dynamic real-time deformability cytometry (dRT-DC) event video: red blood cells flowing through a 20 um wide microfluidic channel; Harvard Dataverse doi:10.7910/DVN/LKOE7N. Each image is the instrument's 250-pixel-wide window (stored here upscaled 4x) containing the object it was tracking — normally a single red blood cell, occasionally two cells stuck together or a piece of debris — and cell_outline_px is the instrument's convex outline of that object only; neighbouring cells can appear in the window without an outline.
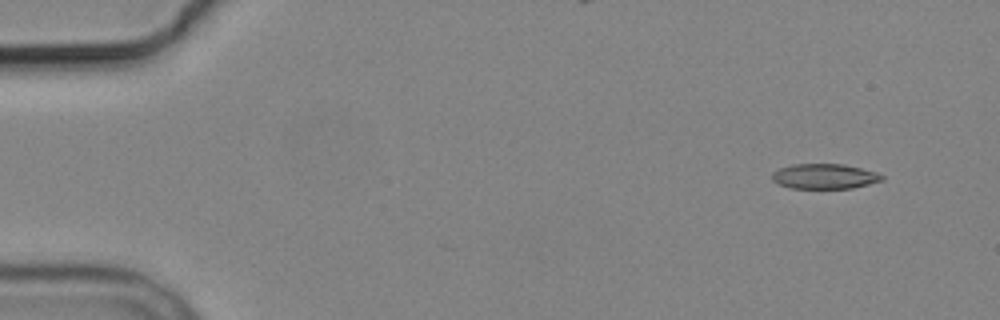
{"species": "common noctule bat (a hibernating species)", "species_latin": "Nyctalus noctula", "temperature_condition": "cold", "stored_images_in_passage": 4, "camera_frame_rate_fps": 3000, "um_per_image_px": 0.085, "animal": {"sex": "male", "body_mass_g": 19.2, "forearm_length_mm": 51.8}, "frame": {"image": 1, "passage_image": 1, "time_ms": 0.0, "image_size_px": [1000, 320], "cell_outline_px": [[884, 180], [852, 188], [792, 188], [780, 184], [772, 180], [772, 172], [780, 168], [792, 164], [844, 164], [876, 172], [884, 176]], "centroid_in_image_um": [70.09, 14.98], "position_along_channel_um": 14.9, "area_um2": 15.95}}
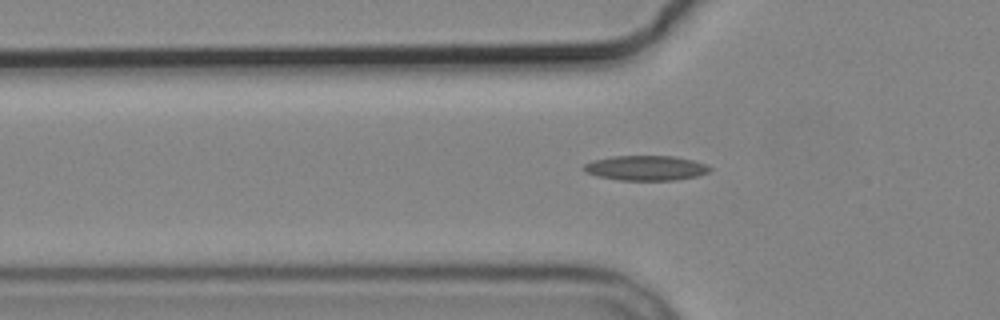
{"frame": {"image": 2, "passage_image": 4, "time_ms": 4.667, "image_size_px": [1000, 320], "cell_outline_px": [[712, 168], [708, 172], [696, 176], [672, 180], [620, 180], [596, 176], [584, 172], [580, 168], [584, 164], [592, 160], [612, 156], [676, 156], [692, 160], [704, 164]], "centroid_in_image_um": [54.82, 14.27], "position_along_channel_um": 71.0, "area_um2": 18.32}}